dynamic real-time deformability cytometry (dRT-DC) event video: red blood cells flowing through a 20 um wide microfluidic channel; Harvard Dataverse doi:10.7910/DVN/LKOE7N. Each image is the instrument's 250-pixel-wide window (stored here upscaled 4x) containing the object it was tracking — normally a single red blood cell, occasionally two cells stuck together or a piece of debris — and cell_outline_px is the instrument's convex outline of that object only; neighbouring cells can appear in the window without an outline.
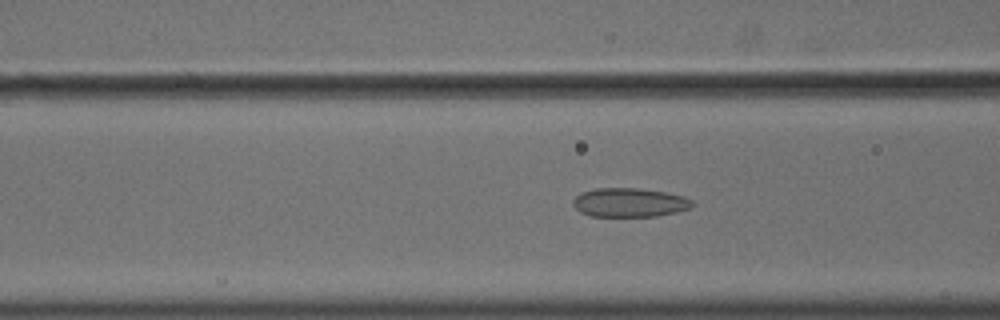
{"species": "common noctule bat (a hibernating species)", "species_latin": "Nyctalus noctula", "temperature_condition": "cold", "stored_images_in_passage": 56, "camera_frame_rate_fps": 3000, "um_per_image_px": 0.085, "animal": {"sex": "male", "body_mass_g": 18.8}, "frame": {"image": 1, "passage_image": 23, "time_ms": 7.333, "image_size_px": [1000, 320], "cell_outline_px": [[692, 208], [676, 212], [656, 216], [588, 216], [580, 212], [572, 204], [572, 200], [580, 192], [596, 188], [636, 188], [664, 192], [684, 196], [692, 200]], "centroid_in_image_um": [53.48, 17.21], "position_along_channel_um": 113.1, "area_um2": 20.17}}
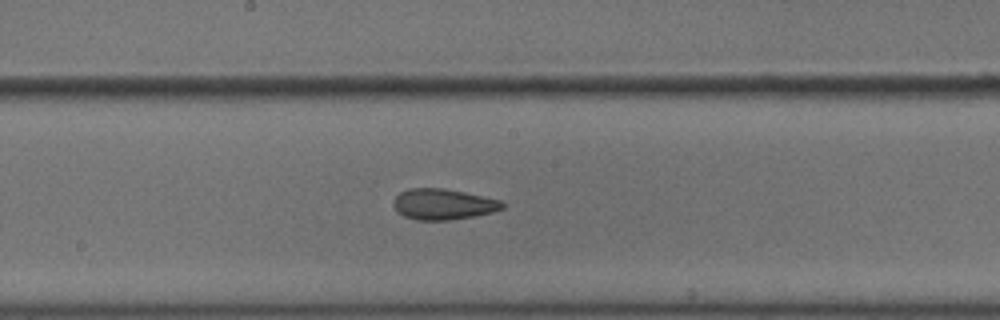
{"frame": {"image": 2, "passage_image": 31, "time_ms": 10.0, "image_size_px": [1000, 320], "cell_outline_px": [[504, 208], [492, 212], [472, 216], [448, 220], [416, 220], [404, 216], [396, 212], [392, 204], [392, 200], [400, 192], [408, 188], [444, 188], [464, 192], [500, 200], [504, 204]], "centroid_in_image_um": [37.61, 17.35], "position_along_channel_um": 210.6, "area_um2": 19.59}}
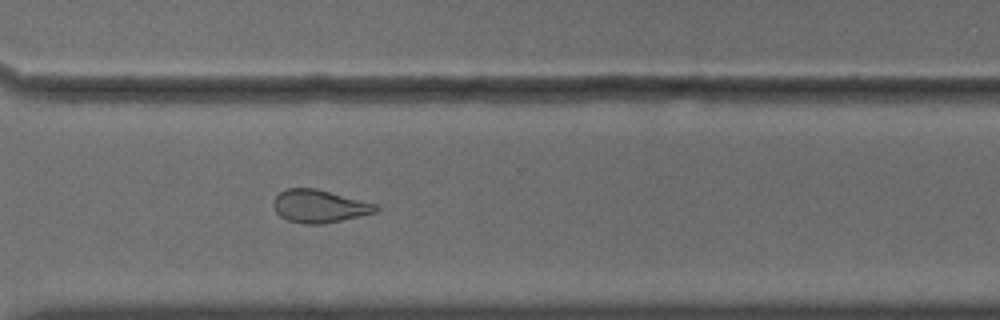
{"frame": {"image": 3, "passage_image": 42, "time_ms": 13.667, "image_size_px": [1000, 320], "cell_outline_px": [[380, 208], [376, 212], [324, 224], [304, 224], [288, 220], [280, 216], [276, 212], [272, 204], [272, 200], [280, 192], [288, 188], [316, 188], [376, 204]], "centroid_in_image_um": [27.11, 17.53], "position_along_channel_um": 343.5, "area_um2": 19.54}, "authors_computed_cell_mechanics": {"area_um2": 21.1837, "velocity_mm_per_s": 3.6336, "shape_relaxation_time_tau1_ms": null, "shape_relaxation_time_tau2_ms": 2.4058, "deformation_change_tau1": null, "deformation_change_tau2": 0.0819}}